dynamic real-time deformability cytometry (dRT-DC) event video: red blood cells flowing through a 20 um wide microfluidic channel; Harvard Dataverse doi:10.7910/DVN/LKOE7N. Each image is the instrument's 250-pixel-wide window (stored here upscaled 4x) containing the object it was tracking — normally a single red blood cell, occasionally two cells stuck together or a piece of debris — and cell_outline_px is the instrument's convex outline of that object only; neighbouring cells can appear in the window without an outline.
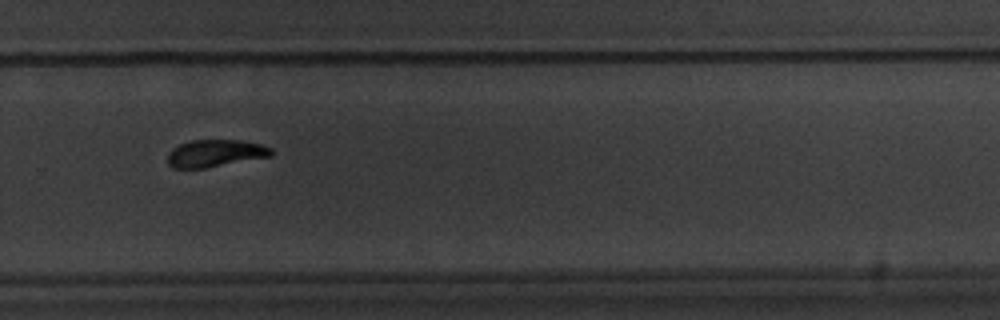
{"species": "common noctule bat (a hibernating species)", "species_latin": "Nyctalus noctula", "temperature_condition": "warm", "stored_images_in_passage": 9, "camera_frame_rate_fps": 3000, "um_per_image_px": 0.085, "animal": {"sex": "male", "body_mass_g": 20.1, "forearm_length_mm": 53.5}, "frame": {"image": 1, "passage_image": 7, "time_ms": 7.0, "image_size_px": [1000, 320], "cell_outline_px": [[272, 156], [204, 168], [172, 168], [168, 164], [168, 152], [172, 148], [180, 144], [192, 140], [240, 140], [260, 144], [272, 148]], "centroid_in_image_um": [18.28, 13.03], "position_along_channel_um": 311.5, "area_um2": 16.42}}
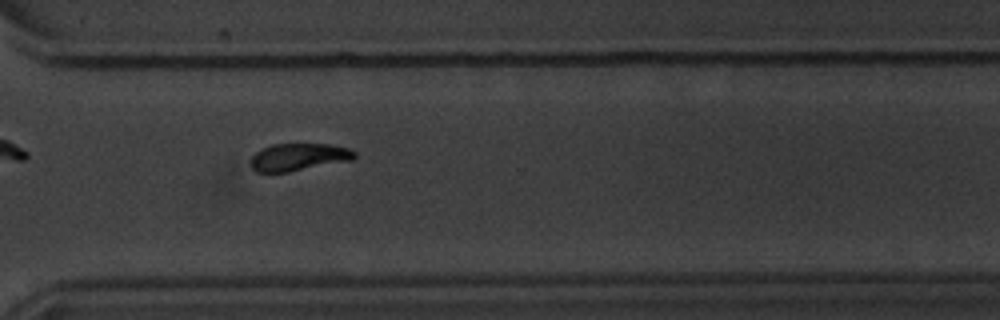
{"frame": {"image": 2, "passage_image": 8, "time_ms": 8.0, "image_size_px": [1000, 320], "cell_outline_px": [[356, 156], [352, 160], [288, 172], [256, 172], [252, 168], [252, 156], [256, 152], [272, 144], [332, 144], [348, 148], [356, 152]], "centroid_in_image_um": [25.41, 13.34], "position_along_channel_um": 345.2, "area_um2": 16.47}}